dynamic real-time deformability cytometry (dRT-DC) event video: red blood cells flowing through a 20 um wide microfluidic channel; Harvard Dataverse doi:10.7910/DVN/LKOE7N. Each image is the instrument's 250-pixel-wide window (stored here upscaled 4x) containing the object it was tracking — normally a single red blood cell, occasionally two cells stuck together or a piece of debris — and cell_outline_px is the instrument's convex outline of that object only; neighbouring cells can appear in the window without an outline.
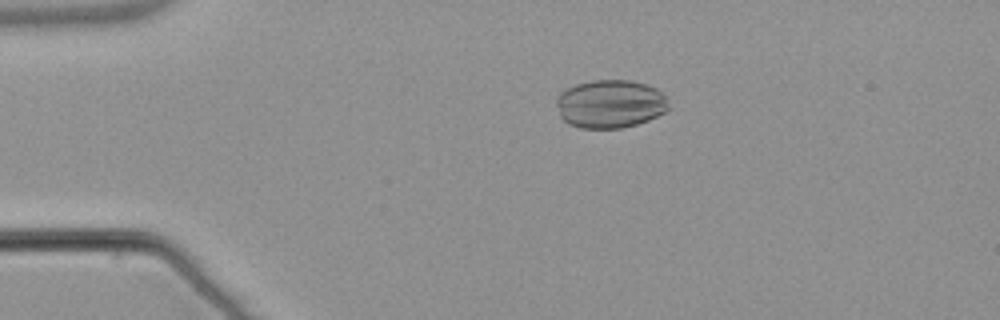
{"species": "common noctule bat (a hibernating species)", "species_latin": "Nyctalus noctula", "temperature_condition": "warm", "stored_images_in_passage": 44, "camera_frame_rate_fps": 3000, "um_per_image_px": 0.085, "animal": {"sex": "male", "body_mass_g": 21.5, "forearm_length_mm": 52.0}, "frame": {"image": 1, "passage_image": 2, "time_ms": 0.333, "image_size_px": [1000, 320], "cell_outline_px": [[668, 108], [664, 112], [648, 120], [636, 124], [620, 128], [580, 128], [568, 124], [560, 116], [556, 104], [556, 96], [560, 92], [576, 84], [592, 80], [632, 80], [656, 88], [664, 96]], "centroid_in_image_um": [51.82, 8.83], "position_along_channel_um": 33.2, "area_um2": 31.44}}
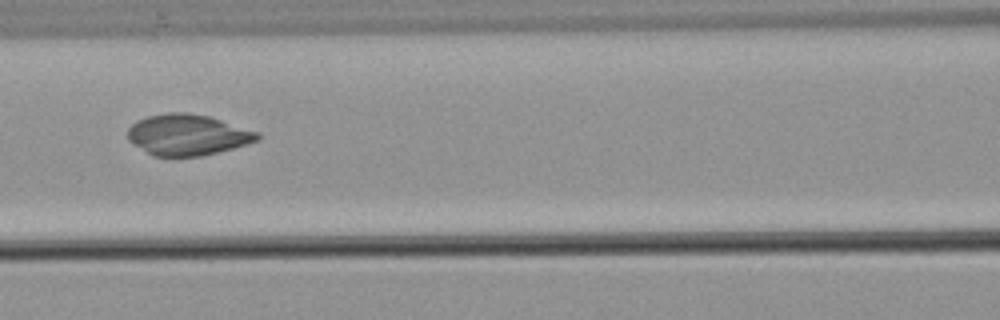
{"frame": {"image": 2, "passage_image": 15, "time_ms": 4.667, "image_size_px": [1000, 320], "cell_outline_px": [[260, 140], [204, 156], [152, 156], [132, 144], [128, 140], [128, 128], [136, 120], [148, 116], [168, 112], [184, 112], [208, 116], [260, 132]], "centroid_in_image_um": [15.93, 11.46], "position_along_channel_um": 150.7, "area_um2": 31.1}}
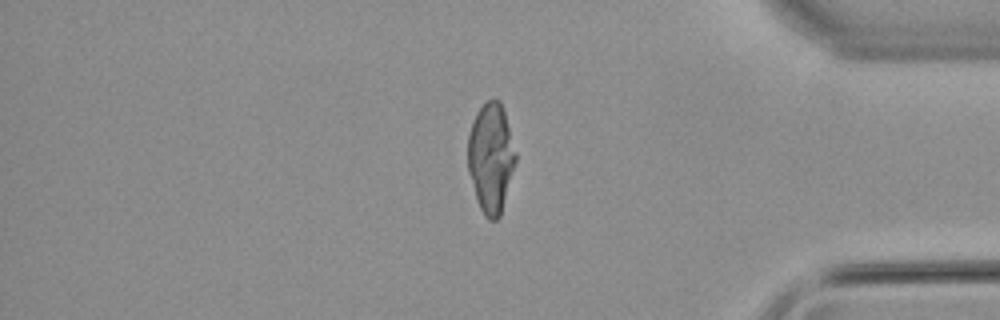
{"frame": {"image": 3, "passage_image": 36, "time_ms": 11.667, "image_size_px": [1000, 320], "cell_outline_px": [[516, 160], [500, 216], [496, 220], [488, 220], [484, 216], [476, 200], [468, 172], [468, 136], [472, 120], [476, 112], [488, 100], [500, 100], [504, 108], [516, 152]], "centroid_in_image_um": [41.72, 13.41], "position_along_channel_um": 393.5, "area_um2": 30.63}}